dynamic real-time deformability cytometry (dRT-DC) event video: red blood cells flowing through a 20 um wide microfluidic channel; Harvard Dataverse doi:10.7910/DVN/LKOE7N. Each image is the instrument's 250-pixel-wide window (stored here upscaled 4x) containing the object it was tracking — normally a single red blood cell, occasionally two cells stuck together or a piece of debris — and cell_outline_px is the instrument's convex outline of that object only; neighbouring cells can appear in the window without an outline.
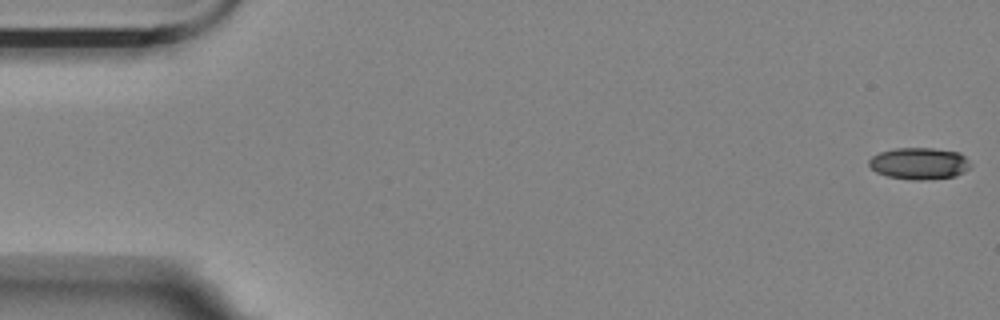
{"species": "Egyptian fruit bat (a non-hibernating species)", "species_latin": "Rousettus aegyptiacus", "temperature_condition": "room temperature", "stored_images_in_passage": 56, "camera_frame_rate_fps": 3000, "um_per_image_px": 0.085, "animal": {"sex": "female"}, "frame": {"image": 1, "passage_image": 1, "time_ms": 0.0, "image_size_px": [1000, 320], "cell_outline_px": [[972, 168], [956, 176], [924, 180], [912, 180], [888, 176], [876, 172], [868, 164], [868, 160], [872, 156], [880, 152], [896, 148], [932, 148], [960, 152], [972, 164]], "centroid_in_image_um": [78.17, 13.89], "position_along_channel_um": 6.8, "area_um2": 18.96}}
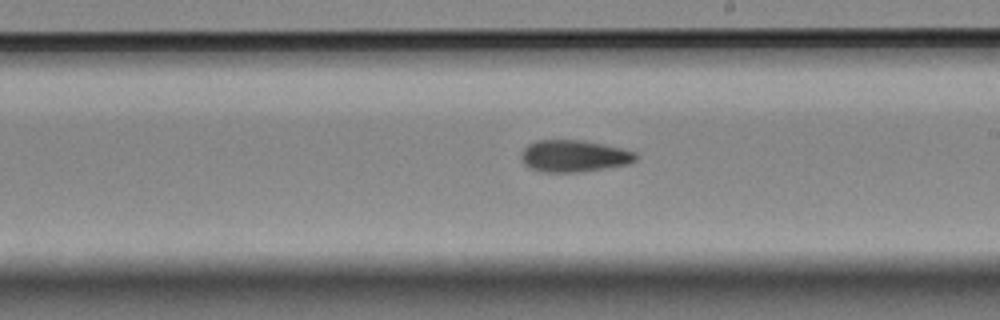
{"frame": {"image": 2, "passage_image": 32, "time_ms": 10.333, "image_size_px": [1000, 320], "cell_outline_px": [[636, 160], [628, 164], [604, 168], [576, 172], [540, 172], [528, 168], [524, 164], [520, 156], [524, 148], [528, 144], [536, 140], [580, 140], [620, 148], [636, 152]], "centroid_in_image_um": [48.73, 13.27], "position_along_channel_um": 240.3, "area_um2": 21.15}}
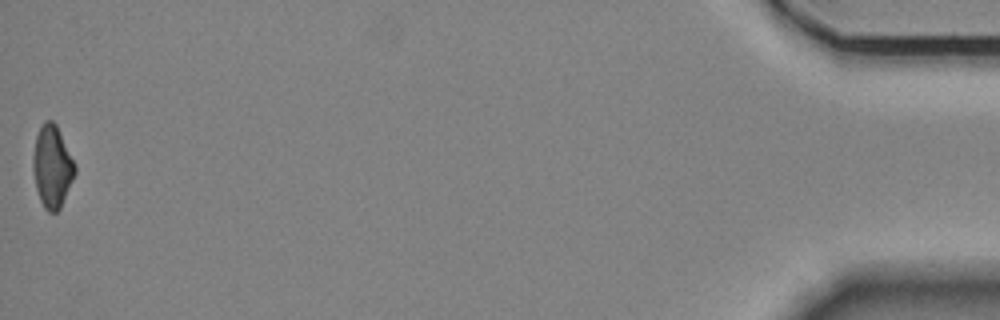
{"frame": {"image": 3, "passage_image": 56, "time_ms": 18.333, "image_size_px": [1000, 320], "cell_outline_px": [[76, 172], [60, 208], [56, 212], [48, 212], [44, 208], [40, 200], [36, 188], [32, 168], [32, 156], [36, 136], [44, 120], [52, 120], [56, 124], [76, 164]], "centroid_in_image_um": [4.43, 14.15], "position_along_channel_um": 430.8, "area_um2": 20.11}, "authors_computed_cell_mechanics": {"area_um2": 20.4612, "velocity_mm_per_s": 3.583, "shape_relaxation_time_tau1_ms": null, "shape_relaxation_time_tau2_ms": 7.7482, "deformation_change_tau1": null, "deformation_change_tau2": 0.1494}}